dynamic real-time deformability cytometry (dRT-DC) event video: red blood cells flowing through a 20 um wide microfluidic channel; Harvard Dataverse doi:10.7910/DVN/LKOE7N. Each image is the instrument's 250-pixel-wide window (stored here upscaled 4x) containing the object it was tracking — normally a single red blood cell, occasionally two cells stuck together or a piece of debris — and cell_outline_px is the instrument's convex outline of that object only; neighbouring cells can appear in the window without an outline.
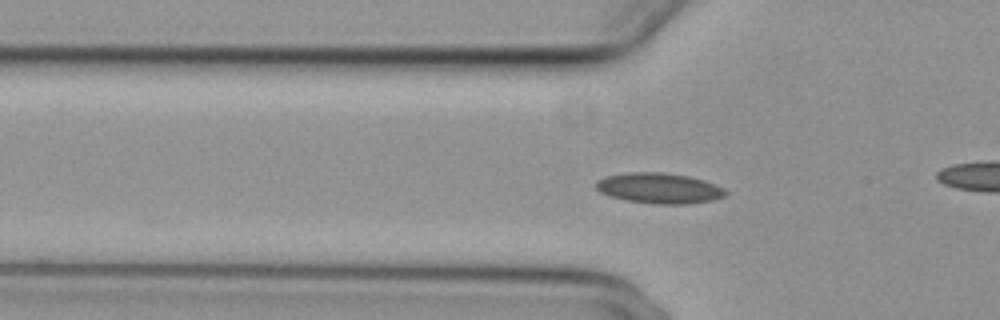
{"species": "common noctule bat (a hibernating species)", "species_latin": "Nyctalus noctula", "temperature_condition": "cold", "stored_images_in_passage": 27, "camera_frame_rate_fps": 3000, "um_per_image_px": 0.085, "animal": {"sex": "female", "body_mass_g": 29.2, "forearm_length_mm": 56.3}, "frame": {"image": 1, "passage_image": 2, "time_ms": 0.333, "image_size_px": [1000, 320], "cell_outline_px": [[728, 196], [712, 200], [688, 204], [652, 204], [624, 200], [600, 192], [596, 188], [596, 180], [604, 176], [628, 172], [664, 172], [688, 176], [704, 180], [724, 188], [728, 192]], "centroid_in_image_um": [56.04, 16.0], "position_along_channel_um": 69.8, "area_um2": 23.29}}
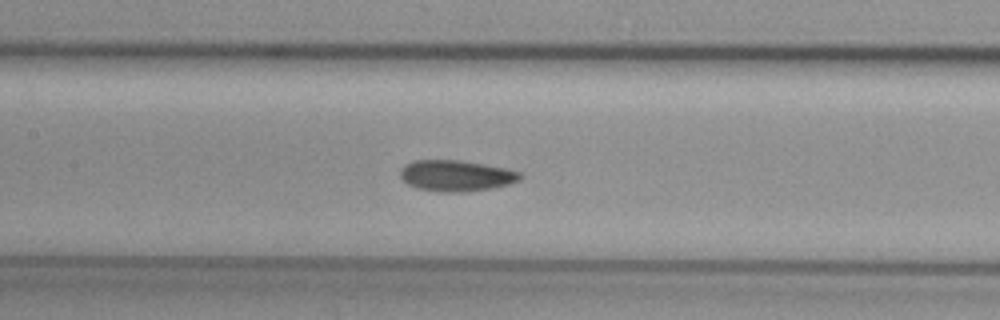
{"frame": {"image": 2, "passage_image": 10, "time_ms": 3.0, "image_size_px": [1000, 320], "cell_outline_px": [[524, 176], [520, 180], [508, 184], [492, 188], [460, 192], [444, 192], [416, 188], [408, 184], [400, 176], [400, 168], [404, 164], [412, 160], [460, 160], [508, 168], [520, 172]], "centroid_in_image_um": [38.77, 14.92], "position_along_channel_um": 168.6, "area_um2": 21.85}}
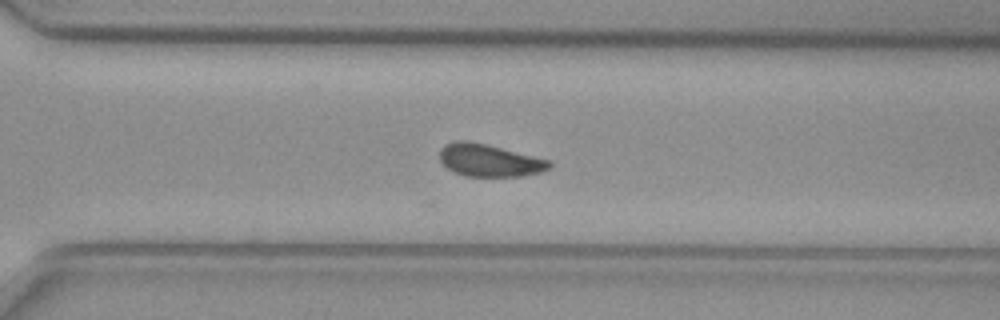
{"frame": {"image": 3, "passage_image": 23, "time_ms": 7.333, "image_size_px": [1000, 320], "cell_outline_px": [[552, 164], [548, 168], [540, 172], [520, 176], [464, 176], [452, 172], [440, 160], [440, 148], [444, 144], [456, 140], [468, 140], [488, 144], [552, 160]], "centroid_in_image_um": [41.58, 13.61], "position_along_channel_um": 329.0, "area_um2": 20.98}, "authors_computed_cell_mechanics": {"area_um2": 21.3282, "velocity_mm_per_s": 3.7119, "shape_relaxation_time_tau1_ms": null, "shape_relaxation_time_tau2_ms": 3.9428, "deformation_change_tau1": null, "deformation_change_tau2": 0.0669}}